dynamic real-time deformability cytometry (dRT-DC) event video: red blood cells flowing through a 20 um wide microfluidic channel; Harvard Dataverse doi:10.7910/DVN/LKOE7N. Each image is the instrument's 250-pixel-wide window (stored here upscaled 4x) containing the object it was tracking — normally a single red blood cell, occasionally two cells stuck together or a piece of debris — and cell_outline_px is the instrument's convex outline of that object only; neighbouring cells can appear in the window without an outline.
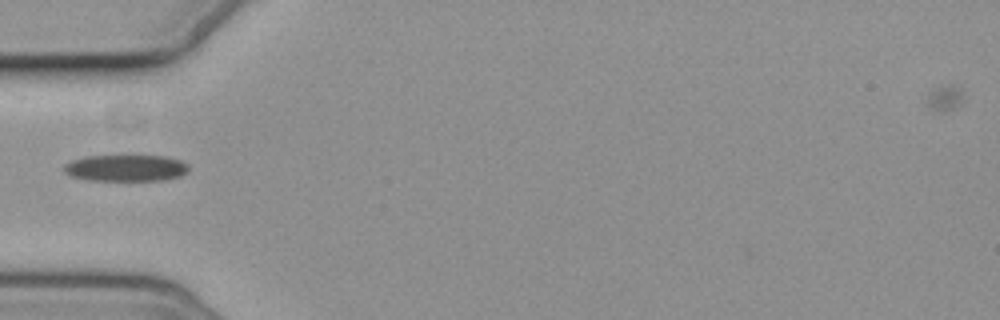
{"species": "common noctule bat (a hibernating species)", "species_latin": "Nyctalus noctula", "temperature_condition": "cold", "stored_images_in_passage": 8, "camera_frame_rate_fps": 3000, "um_per_image_px": 0.085, "animal": {"sex": "female", "body_mass_g": 19.3, "forearm_length_mm": 54.1}, "frame": {"image": 1, "passage_image": 3, "time_ms": 2.333, "image_size_px": [1000, 320], "cell_outline_px": [[188, 172], [180, 176], [164, 180], [88, 180], [72, 176], [64, 172], [64, 164], [72, 160], [88, 156], [164, 156], [180, 160], [188, 164]], "centroid_in_image_um": [10.71, 14.28], "position_along_channel_um": 74.3, "area_um2": 19.19}}
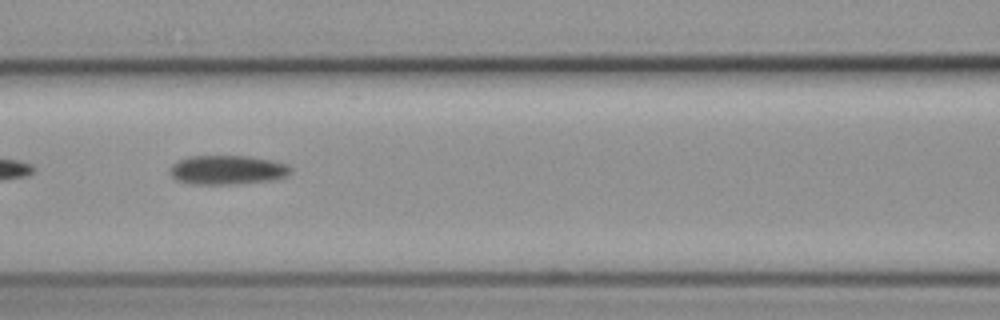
{"frame": {"image": 2, "passage_image": 5, "time_ms": 4.333, "image_size_px": [1000, 320], "cell_outline_px": [[292, 168], [284, 176], [272, 180], [228, 184], [188, 184], [176, 180], [172, 176], [172, 164], [188, 156], [248, 156], [272, 160], [288, 164]], "centroid_in_image_um": [19.31, 14.44], "position_along_channel_um": 147.3, "area_um2": 20.29}}
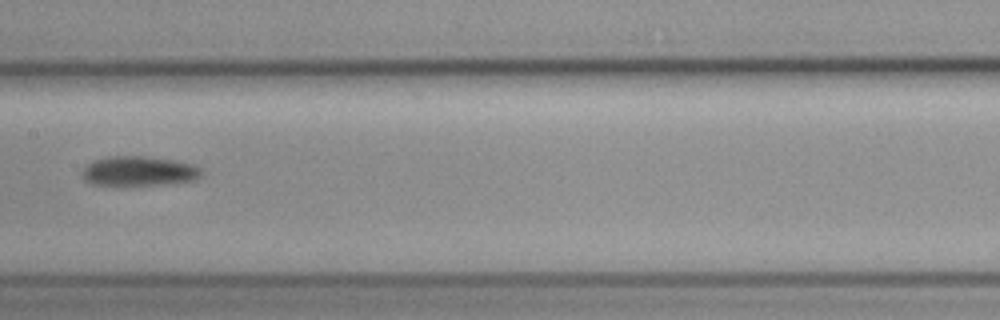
{"frame": {"image": 3, "passage_image": 6, "time_ms": 5.667, "image_size_px": [1000, 320], "cell_outline_px": [[204, 172], [196, 180], [160, 184], [92, 184], [84, 180], [84, 168], [92, 160], [108, 156], [144, 156], [176, 160], [192, 164], [200, 168]], "centroid_in_image_um": [11.84, 14.52], "position_along_channel_um": 195.6, "area_um2": 20.35}}